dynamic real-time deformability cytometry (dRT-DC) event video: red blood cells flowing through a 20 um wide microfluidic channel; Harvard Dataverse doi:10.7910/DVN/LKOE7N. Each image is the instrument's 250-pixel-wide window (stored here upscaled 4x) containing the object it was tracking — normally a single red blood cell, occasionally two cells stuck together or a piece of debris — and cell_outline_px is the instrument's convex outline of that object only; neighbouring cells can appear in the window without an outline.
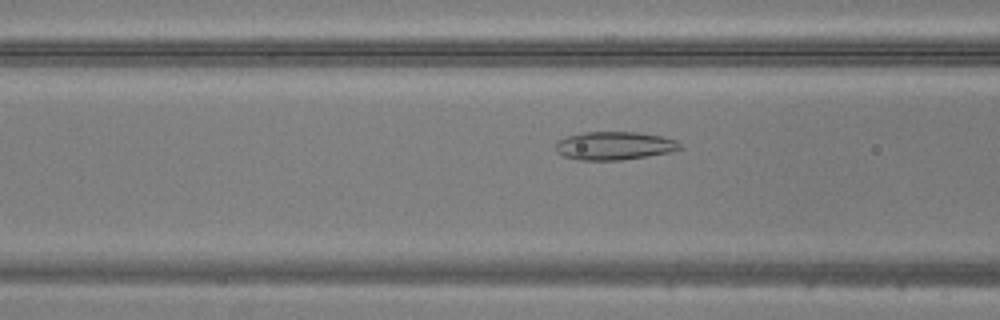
{"species": "common noctule bat (a hibernating species)", "species_latin": "Nyctalus noctula", "temperature_condition": "warm", "stored_images_in_passage": 50, "camera_frame_rate_fps": 3000, "um_per_image_px": 0.085, "animal": {"sex": "male", "body_mass_g": 20.5, "forearm_length_mm": 52.5}, "frame": {"image": 1, "passage_image": 20, "time_ms": 6.333, "image_size_px": [1000, 320], "cell_outline_px": [[684, 148], [672, 152], [648, 156], [620, 160], [580, 160], [564, 156], [556, 152], [556, 140], [568, 136], [584, 132], [636, 132], [660, 136], [676, 140]], "centroid_in_image_um": [52.23, 12.39], "position_along_channel_um": 114.4, "area_um2": 20.52}}
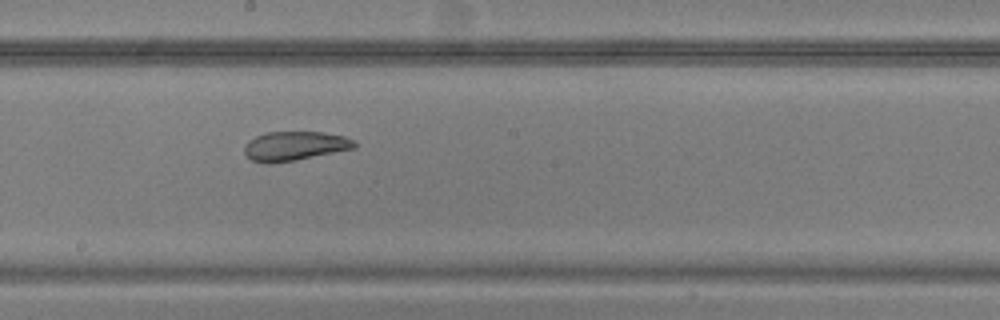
{"frame": {"image": 2, "passage_image": 28, "time_ms": 9.0, "image_size_px": [1000, 320], "cell_outline_px": [[356, 148], [296, 160], [272, 164], [264, 164], [252, 160], [244, 152], [244, 144], [248, 140], [256, 136], [268, 132], [324, 132], [344, 136], [352, 140], [356, 144]], "centroid_in_image_um": [25.02, 12.42], "position_along_channel_um": 223.2, "area_um2": 18.84}}
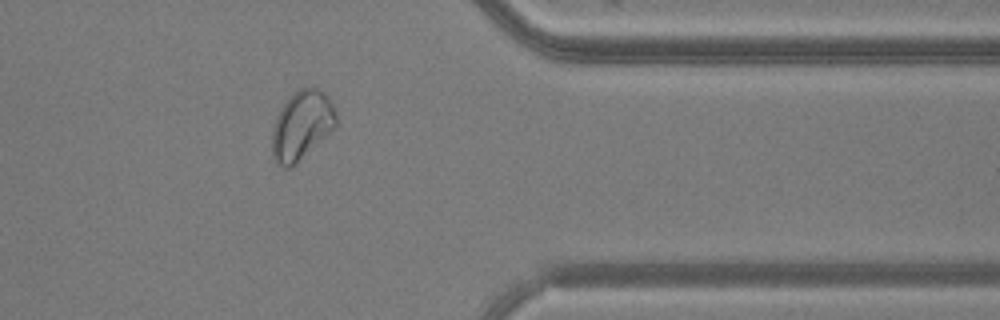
{"frame": {"image": 3, "passage_image": 41, "time_ms": 13.333, "image_size_px": [1000, 320], "cell_outline_px": [[336, 124], [292, 168], [284, 168], [276, 164], [272, 156], [272, 132], [276, 116], [280, 108], [300, 88], [316, 88], [324, 92], [332, 100], [336, 112]], "centroid_in_image_um": [25.62, 10.67], "position_along_channel_um": 385.8, "area_um2": 25.37}}